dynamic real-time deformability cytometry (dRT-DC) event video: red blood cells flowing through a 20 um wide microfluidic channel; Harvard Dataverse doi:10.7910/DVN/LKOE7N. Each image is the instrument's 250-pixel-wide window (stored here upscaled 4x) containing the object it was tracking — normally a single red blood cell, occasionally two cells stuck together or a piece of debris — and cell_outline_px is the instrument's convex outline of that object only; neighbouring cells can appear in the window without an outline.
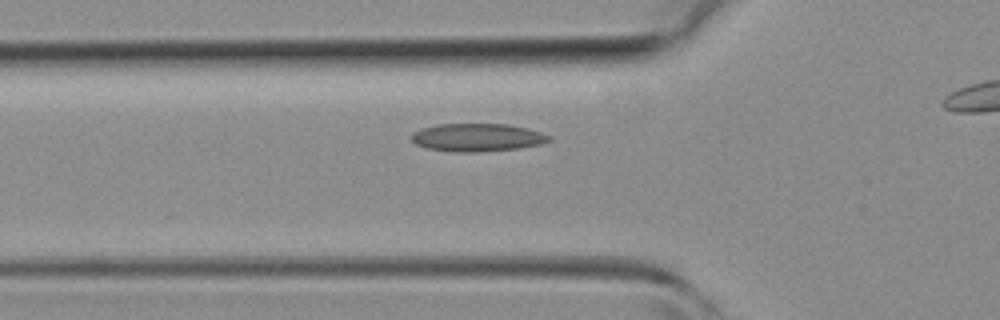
{"species": "common noctule bat (a hibernating species)", "species_latin": "Nyctalus noctula", "temperature_condition": "room temperature", "stored_images_in_passage": 28, "camera_frame_rate_fps": 3000, "um_per_image_px": 0.085, "animal": {"sex": "female", "body_mass_g": 19.3, "forearm_length_mm": 54.1}, "frame": {"image": 1, "passage_image": 7, "time_ms": 2.0, "image_size_px": [1000, 320], "cell_outline_px": [[552, 140], [540, 144], [520, 148], [472, 152], [456, 152], [428, 148], [416, 144], [408, 136], [412, 132], [420, 128], [436, 124], [508, 124], [528, 128], [552, 136]], "centroid_in_image_um": [40.55, 11.67], "position_along_channel_um": 85.2, "area_um2": 22.54}}
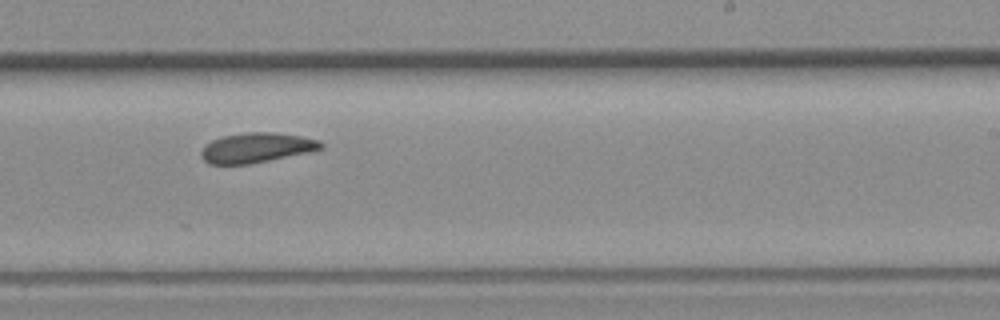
{"frame": {"image": 2, "passage_image": 19, "time_ms": 6.0, "image_size_px": [1000, 320], "cell_outline_px": [[324, 148], [308, 152], [248, 164], [208, 164], [204, 160], [200, 152], [212, 140], [220, 136], [248, 132], [276, 132], [300, 136], [320, 140], [324, 144]], "centroid_in_image_um": [21.82, 12.54], "position_along_channel_um": 267.2, "area_um2": 20.69}}
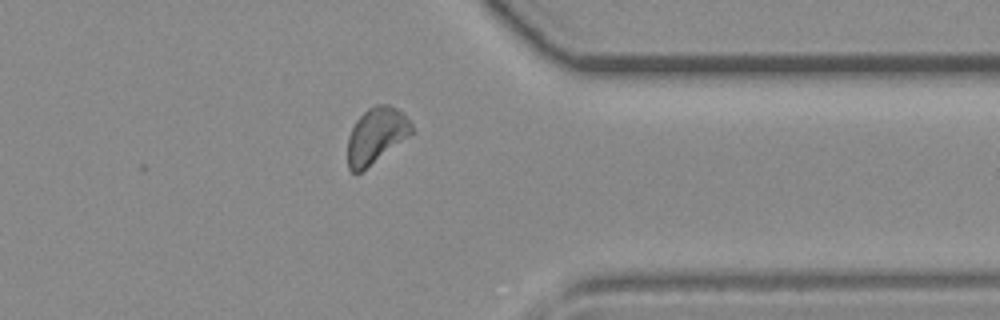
{"frame": {"image": 3, "passage_image": 27, "time_ms": 8.667, "image_size_px": [1000, 320], "cell_outline_px": [[416, 132], [360, 172], [352, 172], [348, 168], [348, 136], [356, 120], [368, 108], [376, 104], [388, 104], [396, 108], [412, 124]], "centroid_in_image_um": [31.99, 11.51], "position_along_channel_um": 379.4, "area_um2": 20.69}}